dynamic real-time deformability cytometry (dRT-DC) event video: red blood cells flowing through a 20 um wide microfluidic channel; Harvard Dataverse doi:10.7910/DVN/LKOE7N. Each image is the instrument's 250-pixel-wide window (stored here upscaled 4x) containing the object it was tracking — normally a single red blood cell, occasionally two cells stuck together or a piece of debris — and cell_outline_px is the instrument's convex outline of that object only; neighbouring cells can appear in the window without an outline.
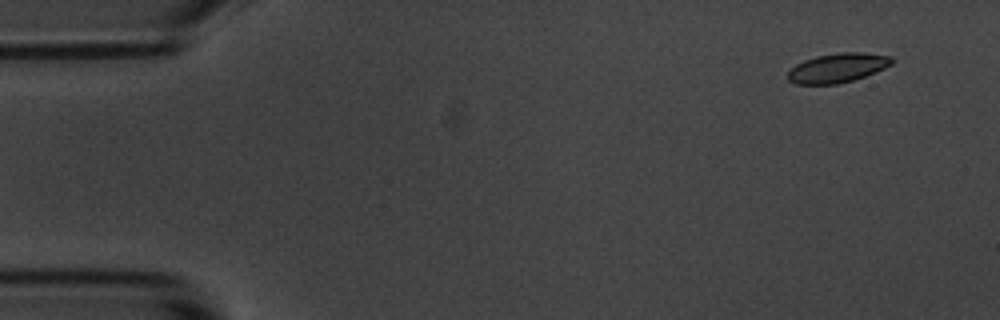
{"species": "common noctule bat (a hibernating species)", "species_latin": "Nyctalus noctula", "temperature_condition": "room temperature", "stored_images_in_passage": 4, "camera_frame_rate_fps": 3000, "um_per_image_px": 0.085, "animal": {"sex": "male", "body_mass_g": 20.1, "forearm_length_mm": 53.5}, "frame": {"image": 1, "passage_image": 1, "time_ms": 0.0, "image_size_px": [1000, 320], "cell_outline_px": [[892, 64], [884, 68], [864, 76], [852, 80], [836, 84], [796, 84], [788, 80], [788, 72], [796, 64], [804, 60], [816, 56], [840, 52], [864, 52], [892, 56]], "centroid_in_image_um": [71.19, 5.76], "position_along_channel_um": 13.8, "area_um2": 17.63}}